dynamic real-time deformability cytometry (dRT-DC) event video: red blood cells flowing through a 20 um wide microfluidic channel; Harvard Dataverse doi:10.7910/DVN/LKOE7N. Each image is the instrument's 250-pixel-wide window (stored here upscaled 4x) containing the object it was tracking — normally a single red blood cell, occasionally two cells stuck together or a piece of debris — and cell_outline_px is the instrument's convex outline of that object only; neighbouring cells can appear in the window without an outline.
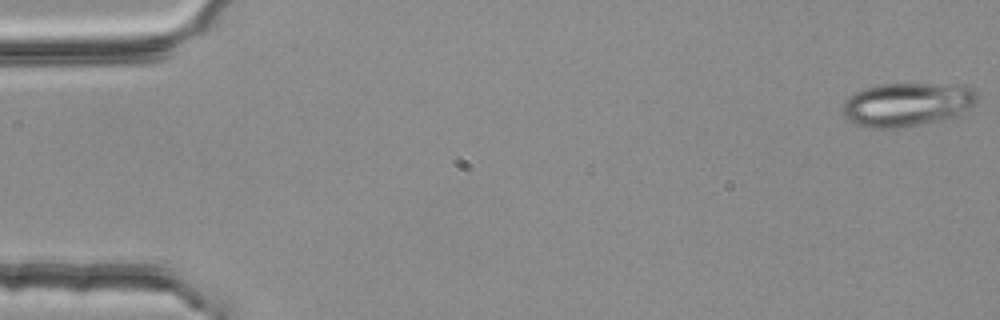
{"species": "common noctule bat (a hibernating species)", "species_latin": "Nyctalus noctula", "temperature_condition": "room temperature", "stored_images_in_passage": 4, "camera_frame_rate_fps": 3000, "um_per_image_px": 0.085, "animal": {"sex": "female", "body_mass_g": 25.1}, "frame": {"image": 1, "passage_image": 1, "time_ms": 0.0, "image_size_px": [1000, 320], "cell_outline_px": [[980, 96], [976, 104], [960, 116], [952, 120], [896, 128], [864, 128], [848, 120], [844, 116], [844, 100], [848, 96], [864, 88], [880, 84], [968, 84], [976, 88]], "centroid_in_image_um": [77.24, 8.88], "position_along_channel_um": 7.8, "area_um2": 35.49}}